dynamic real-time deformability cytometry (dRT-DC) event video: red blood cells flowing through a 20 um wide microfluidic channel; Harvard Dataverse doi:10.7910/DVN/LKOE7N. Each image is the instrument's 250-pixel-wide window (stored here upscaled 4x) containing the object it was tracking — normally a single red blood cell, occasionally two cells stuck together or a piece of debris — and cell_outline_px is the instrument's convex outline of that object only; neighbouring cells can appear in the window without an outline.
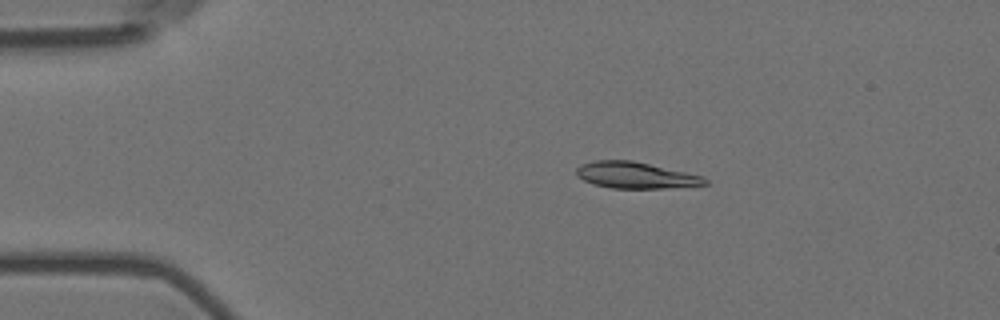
{"species": "Egyptian fruit bat (a non-hibernating species)", "species_latin": "Rousettus aegyptiacus", "temperature_condition": "room temperature", "stored_images_in_passage": 4, "camera_frame_rate_fps": 3000, "um_per_image_px": 0.085, "animal": {"sex": "female"}, "frame": {"image": 1, "passage_image": 1, "time_ms": 0.0, "image_size_px": [1000, 320], "cell_outline_px": [[708, 184], [664, 188], [612, 188], [592, 184], [576, 176], [576, 168], [580, 164], [592, 160], [632, 160], [704, 176], [708, 180]], "centroid_in_image_um": [53.99, 14.88], "position_along_channel_um": 31.0, "area_um2": 19.83}}
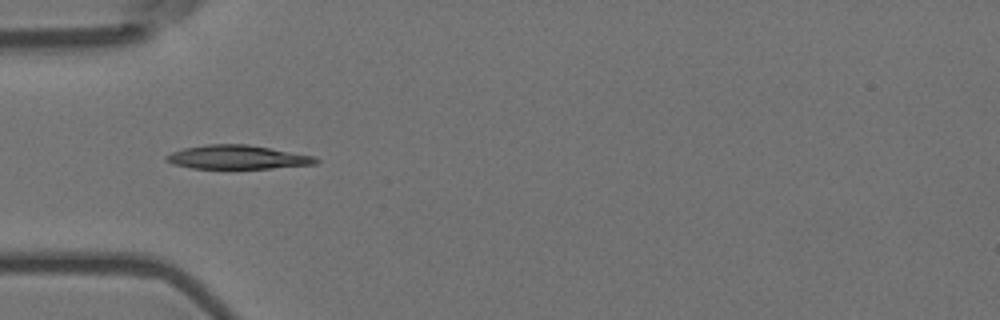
{"frame": {"image": 2, "passage_image": 3, "time_ms": 0.667, "image_size_px": [1000, 320], "cell_outline_px": [[320, 160], [316, 164], [272, 168], [192, 168], [172, 164], [164, 160], [164, 156], [172, 152], [184, 148], [204, 144], [248, 144], [316, 156]], "centroid_in_image_um": [20.17, 13.35], "position_along_channel_um": 64.8, "area_um2": 20.87}}
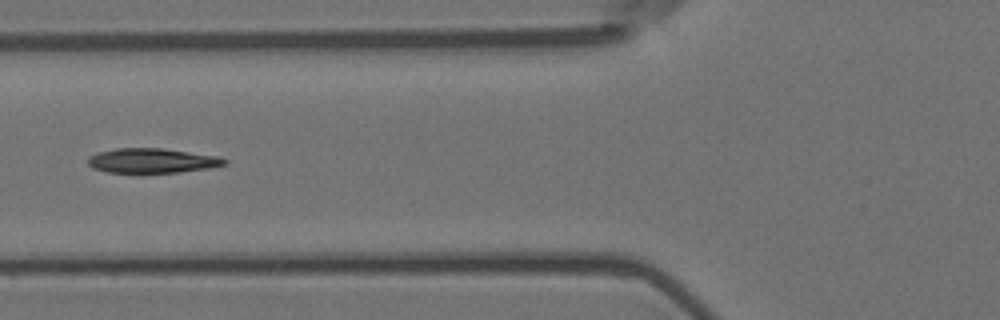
{"frame": {"image": 3, "passage_image": 4, "time_ms": 1.0, "image_size_px": [1000, 320], "cell_outline_px": [[228, 164], [212, 168], [180, 172], [108, 172], [92, 168], [88, 164], [88, 156], [96, 152], [116, 148], [164, 148], [220, 156], [228, 160]], "centroid_in_image_um": [12.97, 13.64], "position_along_channel_um": 112.8, "area_um2": 19.88}}